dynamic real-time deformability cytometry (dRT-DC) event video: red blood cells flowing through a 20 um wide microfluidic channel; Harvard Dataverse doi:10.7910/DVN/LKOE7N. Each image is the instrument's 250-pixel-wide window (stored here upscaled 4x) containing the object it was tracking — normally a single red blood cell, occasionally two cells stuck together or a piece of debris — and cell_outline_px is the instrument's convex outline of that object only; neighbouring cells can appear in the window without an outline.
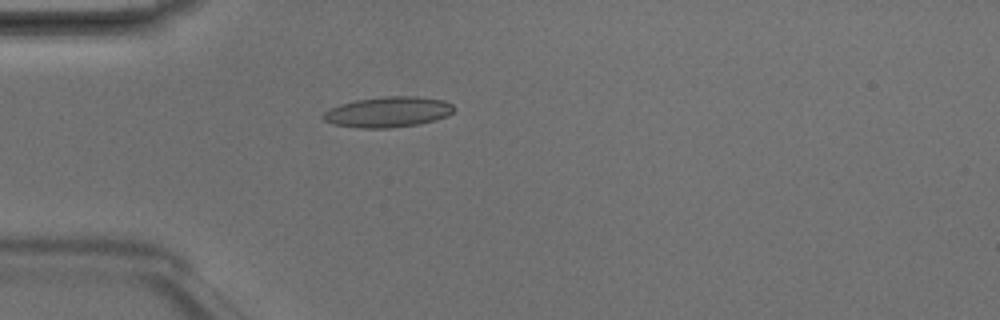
{"species": "Egyptian fruit bat (a non-hibernating species)", "species_latin": "Rousettus aegyptiacus", "temperature_condition": "room temperature", "stored_images_in_passage": 4, "camera_frame_rate_fps": 3000, "um_per_image_px": 0.085, "animal": {"sex": "male"}, "frame": {"image": 1, "passage_image": 4, "time_ms": 1.0, "image_size_px": [1000, 320], "cell_outline_px": [[456, 108], [448, 116], [420, 124], [392, 128], [360, 128], [332, 124], [324, 120], [320, 116], [324, 112], [340, 104], [356, 100], [384, 96], [416, 96], [444, 100], [452, 104]], "centroid_in_image_um": [32.99, 9.52], "position_along_channel_um": 52.0, "area_um2": 23.41}}